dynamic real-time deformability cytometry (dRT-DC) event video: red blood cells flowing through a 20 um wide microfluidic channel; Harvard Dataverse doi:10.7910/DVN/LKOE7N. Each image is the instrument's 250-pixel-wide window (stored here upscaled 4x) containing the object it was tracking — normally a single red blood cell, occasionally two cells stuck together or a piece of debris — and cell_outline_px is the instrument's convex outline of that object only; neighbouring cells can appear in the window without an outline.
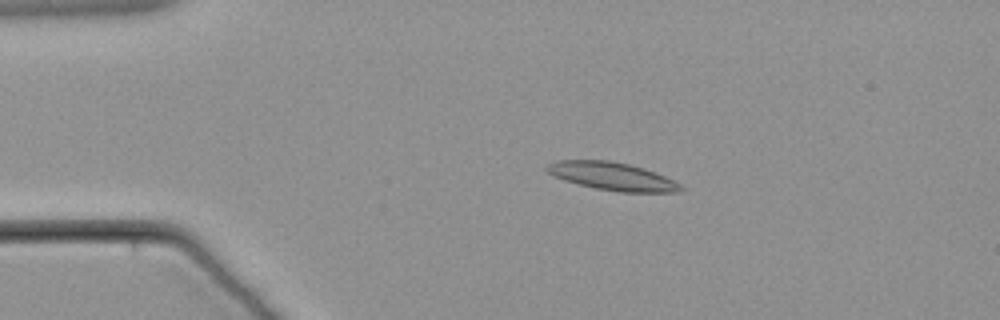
{"species": "common noctule bat (a hibernating species)", "species_latin": "Nyctalus noctula", "temperature_condition": "warm", "stored_images_in_passage": 63, "camera_frame_rate_fps": 3000, "um_per_image_px": 0.085, "animal": {"sex": "male", "body_mass_g": 21.5, "forearm_length_mm": 52.0}, "frame": {"image": 1, "passage_image": 14, "time_ms": 4.333, "image_size_px": [1000, 320], "cell_outline_px": [[684, 188], [680, 192], [620, 192], [596, 188], [564, 180], [548, 172], [544, 168], [548, 164], [556, 160], [608, 160], [628, 164], [644, 168], [664, 176], [680, 184]], "centroid_in_image_um": [52.04, 14.98], "position_along_channel_um": 33.0, "area_um2": 21.56}}
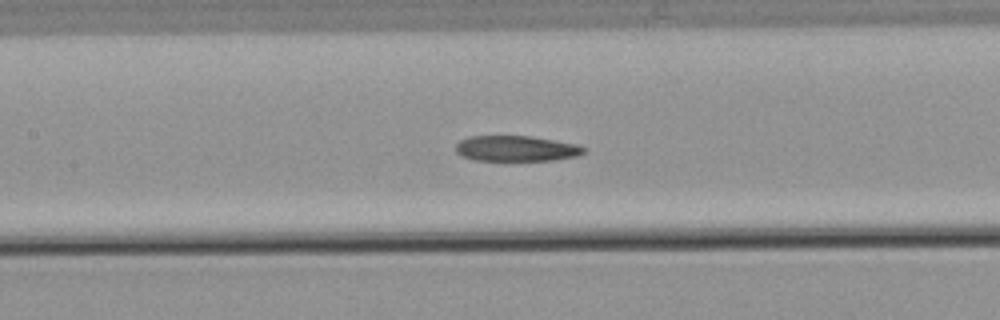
{"frame": {"image": 2, "passage_image": 30, "time_ms": 9.667, "image_size_px": [1000, 320], "cell_outline_px": [[588, 152], [576, 156], [556, 160], [472, 160], [456, 152], [456, 144], [460, 140], [468, 136], [532, 136], [576, 144], [584, 148]], "centroid_in_image_um": [43.89, 12.62], "position_along_channel_um": 163.5, "area_um2": 19.07}}
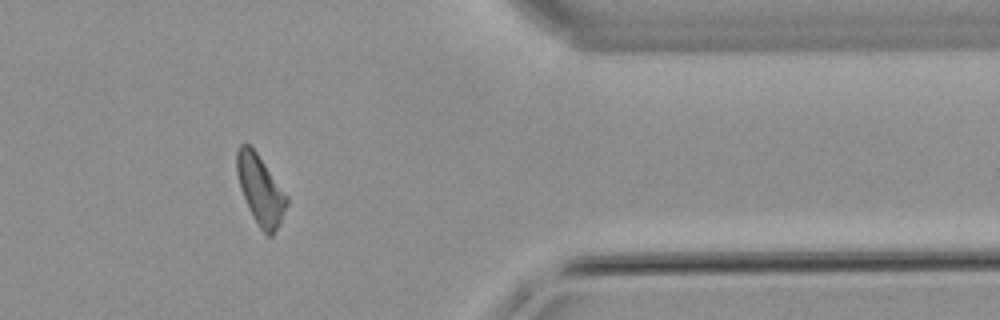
{"frame": {"image": 3, "passage_image": 52, "time_ms": 17.0, "image_size_px": [1000, 320], "cell_outline_px": [[288, 204], [280, 224], [272, 236], [268, 236], [260, 228], [252, 216], [240, 188], [236, 172], [236, 152], [240, 144], [248, 144], [256, 152], [288, 196]], "centroid_in_image_um": [22.13, 16.15], "position_along_channel_um": 389.3, "area_um2": 20.06}}